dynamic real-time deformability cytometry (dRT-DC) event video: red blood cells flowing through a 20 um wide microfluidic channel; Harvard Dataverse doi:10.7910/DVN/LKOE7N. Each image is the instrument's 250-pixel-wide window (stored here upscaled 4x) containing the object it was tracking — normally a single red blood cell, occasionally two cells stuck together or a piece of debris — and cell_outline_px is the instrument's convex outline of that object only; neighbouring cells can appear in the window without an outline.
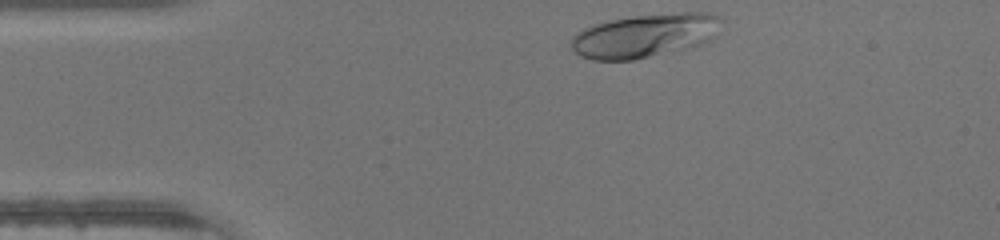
{"species": "human", "species_latin": "Homo sapiens", "temperature_condition": "warm", "stored_images_in_passage": 29, "camera_frame_rate_fps": 3000, "um_per_image_px": 0.085, "donor": {"sex": "male"}, "frame": {"image": 1, "passage_image": 1, "time_ms": 0.0, "image_size_px": [1000, 240], "cell_outline_px": [[724, 20], [716, 36], [700, 44], [684, 48], [632, 60], [592, 60], [580, 56], [568, 44], [572, 36], [584, 28], [608, 20], [632, 16], [680, 12], [708, 12], [720, 16]], "centroid_in_image_um": [54.82, 3.01], "position_along_channel_um": 30.2, "area_um2": 38.32}}
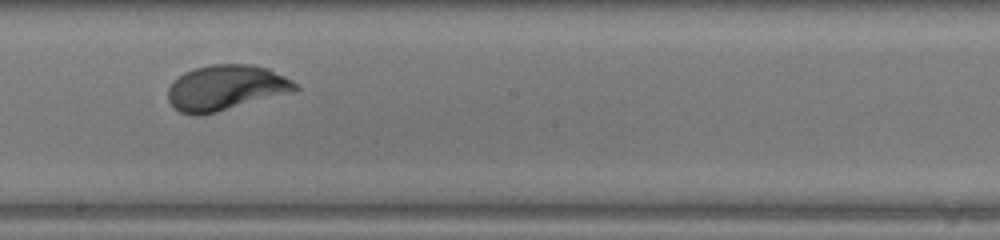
{"frame": {"image": 2, "passage_image": 18, "time_ms": 5.667, "image_size_px": [1000, 240], "cell_outline_px": [[300, 88], [292, 92], [216, 112], [200, 116], [192, 116], [180, 112], [168, 100], [168, 88], [172, 80], [184, 72], [208, 64], [252, 64], [268, 68], [292, 80]], "centroid_in_image_um": [19.17, 7.45], "position_along_channel_um": 229.0, "area_um2": 33.7}}
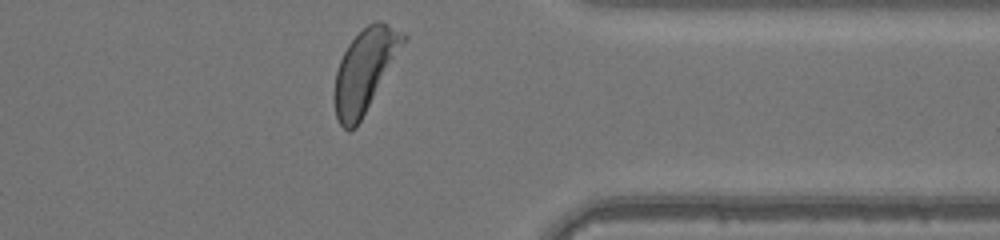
{"frame": {"image": 3, "passage_image": 29, "time_ms": 9.333, "image_size_px": [1000, 240], "cell_outline_px": [[408, 36], [356, 128], [348, 132], [340, 124], [336, 116], [332, 100], [332, 96], [336, 72], [340, 60], [348, 44], [368, 24], [376, 20], [380, 20], [388, 24]], "centroid_in_image_um": [30.96, 6.01], "position_along_channel_um": 380.4, "area_um2": 32.6}}